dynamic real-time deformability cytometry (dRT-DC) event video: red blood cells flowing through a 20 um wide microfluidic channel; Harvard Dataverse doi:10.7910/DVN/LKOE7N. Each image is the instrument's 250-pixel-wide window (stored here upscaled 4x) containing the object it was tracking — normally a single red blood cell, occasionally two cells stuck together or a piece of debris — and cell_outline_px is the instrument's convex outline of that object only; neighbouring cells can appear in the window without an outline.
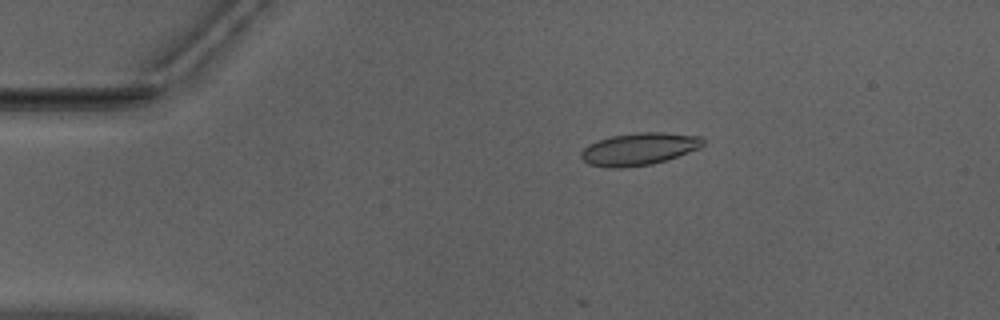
{"species": "Egyptian fruit bat (a non-hibernating species)", "species_latin": "Rousettus aegyptiacus", "temperature_condition": "warm", "stored_images_in_passage": 12, "camera_frame_rate_fps": 3000, "um_per_image_px": 0.085, "animal": {"sex": "male"}, "frame": {"image": 1, "passage_image": 10, "time_ms": 3.0, "image_size_px": [1000, 320], "cell_outline_px": [[704, 144], [700, 148], [652, 164], [620, 168], [608, 168], [588, 164], [580, 156], [580, 152], [588, 144], [596, 140], [612, 136], [636, 132], [660, 132], [700, 136], [704, 140]], "centroid_in_image_um": [54.28, 12.66], "position_along_channel_um": 30.7, "area_um2": 22.95}}